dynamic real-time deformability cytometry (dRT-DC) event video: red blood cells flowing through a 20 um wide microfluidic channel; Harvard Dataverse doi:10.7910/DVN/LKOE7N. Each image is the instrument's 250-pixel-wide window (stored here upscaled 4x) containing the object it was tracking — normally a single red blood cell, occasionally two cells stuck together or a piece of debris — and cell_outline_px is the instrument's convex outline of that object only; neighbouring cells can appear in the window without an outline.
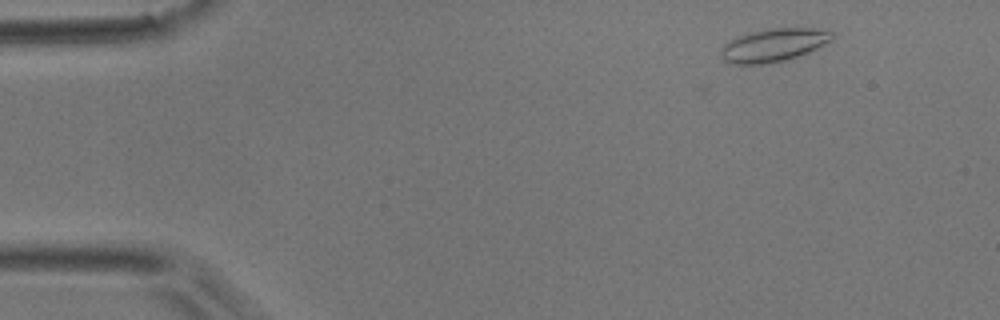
{"species": "common noctule bat (a hibernating species)", "species_latin": "Nyctalus noctula", "temperature_condition": "room temperature", "stored_images_in_passage": 49, "camera_frame_rate_fps": 3000, "um_per_image_px": 0.085, "animal": {"sex": "male", "body_mass_g": 17.9}, "frame": {"image": 1, "passage_image": 4, "time_ms": 1.0, "image_size_px": [1000, 320], "cell_outline_px": [[832, 40], [792, 60], [768, 64], [728, 64], [720, 56], [720, 48], [724, 44], [736, 36], [752, 32], [772, 28], [812, 28], [832, 32]], "centroid_in_image_um": [65.7, 3.86], "position_along_channel_um": 19.3, "area_um2": 21.68}}
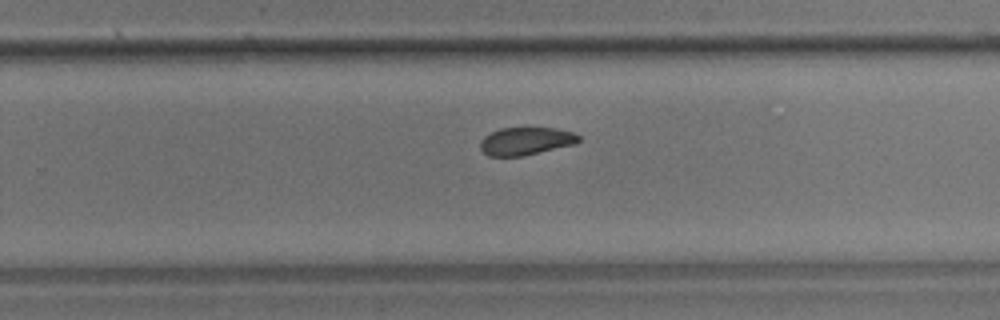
{"frame": {"image": 2, "passage_image": 31, "time_ms": 10.0, "image_size_px": [1000, 320], "cell_outline_px": [[580, 140], [576, 144], [524, 156], [488, 156], [480, 148], [480, 140], [484, 136], [500, 128], [556, 128], [572, 132], [580, 136]], "centroid_in_image_um": [44.7, 12.0], "position_along_channel_um": 285.1, "area_um2": 16.01}}
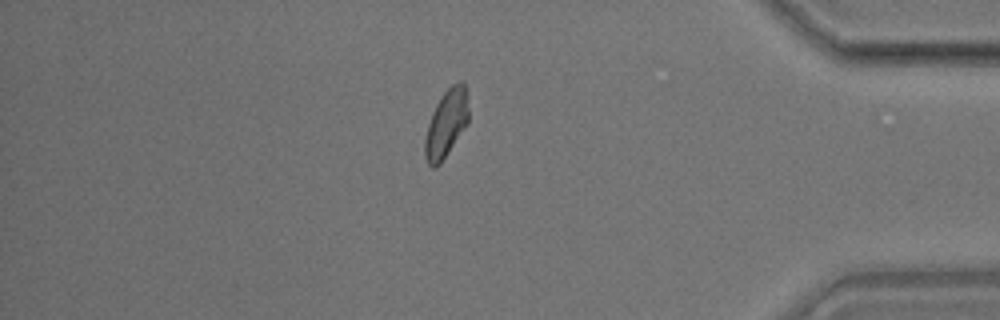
{"frame": {"image": 3, "passage_image": 42, "time_ms": 13.667, "image_size_px": [1000, 320], "cell_outline_px": [[468, 124], [440, 164], [436, 168], [432, 168], [428, 164], [424, 156], [424, 140], [428, 124], [432, 112], [436, 104], [444, 92], [452, 84], [460, 80], [464, 84], [468, 108]], "centroid_in_image_um": [37.91, 10.54], "position_along_channel_um": 397.3, "area_um2": 17.22}, "authors_computed_cell_mechanics": {"area_um2": 17.2822, "velocity_mm_per_s": 3.9387, "shape_relaxation_time_tau1_ms": 10.5526, "shape_relaxation_time_tau2_ms": 3.4011, "deformation_change_tau1": 0.1796, "deformation_change_tau2": 0.0808}}